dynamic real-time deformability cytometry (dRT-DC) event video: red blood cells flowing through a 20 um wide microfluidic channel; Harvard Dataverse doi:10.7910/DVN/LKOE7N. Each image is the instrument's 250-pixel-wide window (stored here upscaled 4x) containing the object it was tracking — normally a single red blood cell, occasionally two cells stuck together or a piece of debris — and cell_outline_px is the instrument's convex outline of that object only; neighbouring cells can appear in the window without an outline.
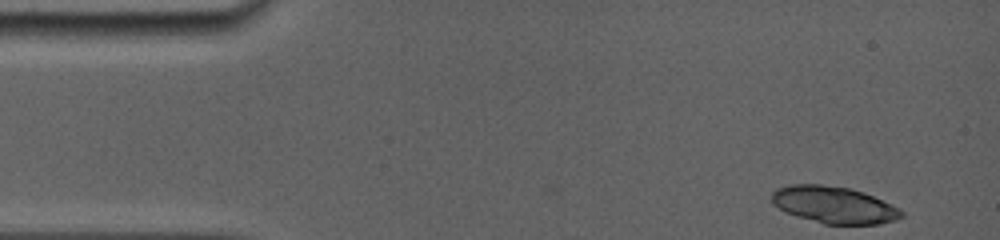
{"species": "common noctule bat (a hibernating species)", "species_latin": "Nyctalus noctula", "temperature_condition": "room temperature", "stored_images_in_passage": 4, "camera_frame_rate_fps": 5000, "um_per_image_px": 0.085, "animal": {"sex": "female", "body_mass_g": 19.0, "forearm_length_mm": 56.7}, "frame": {"image": 1, "passage_image": 1, "time_ms": 0.0, "image_size_px": [1000, 240], "cell_outline_px": [[904, 216], [896, 220], [880, 224], [824, 224], [796, 216], [784, 212], [772, 204], [772, 192], [776, 188], [788, 184], [820, 184], [848, 188], [864, 192], [892, 204], [900, 208], [904, 212]], "centroid_in_image_um": [70.88, 17.41], "position_along_channel_um": 14.1, "area_um2": 28.21}}